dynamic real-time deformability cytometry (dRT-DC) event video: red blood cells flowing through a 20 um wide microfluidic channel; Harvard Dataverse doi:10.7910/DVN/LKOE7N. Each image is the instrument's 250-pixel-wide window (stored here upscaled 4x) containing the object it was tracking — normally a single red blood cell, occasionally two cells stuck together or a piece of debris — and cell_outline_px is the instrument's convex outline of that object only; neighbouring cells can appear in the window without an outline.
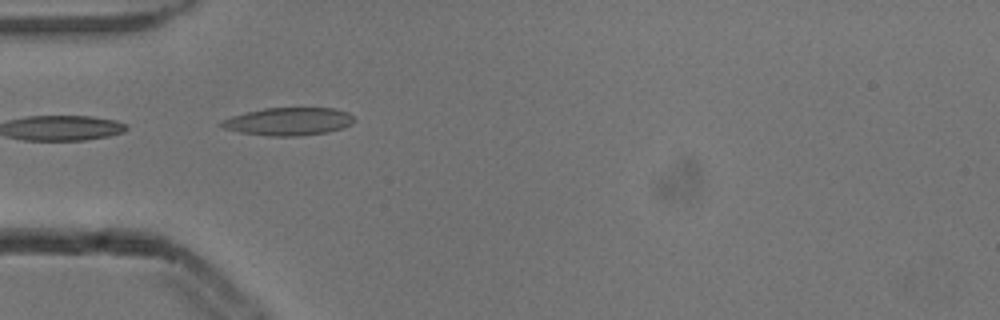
{"species": "common noctule bat (a hibernating species)", "species_latin": "Nyctalus noctula", "temperature_condition": "cold", "stored_images_in_passage": 6, "camera_frame_rate_fps": 3000, "um_per_image_px": 0.085, "animal": {"sex": "male", "body_mass_g": 13.3}, "frame": {"image": 1, "passage_image": 5, "time_ms": 1.333, "image_size_px": [1000, 320], "cell_outline_px": [[356, 120], [352, 124], [344, 128], [328, 132], [300, 136], [272, 136], [240, 132], [224, 128], [216, 124], [220, 120], [232, 116], [264, 108], [332, 108], [348, 112]], "centroid_in_image_um": [24.53, 10.33], "position_along_channel_um": 60.5, "area_um2": 21.62}}